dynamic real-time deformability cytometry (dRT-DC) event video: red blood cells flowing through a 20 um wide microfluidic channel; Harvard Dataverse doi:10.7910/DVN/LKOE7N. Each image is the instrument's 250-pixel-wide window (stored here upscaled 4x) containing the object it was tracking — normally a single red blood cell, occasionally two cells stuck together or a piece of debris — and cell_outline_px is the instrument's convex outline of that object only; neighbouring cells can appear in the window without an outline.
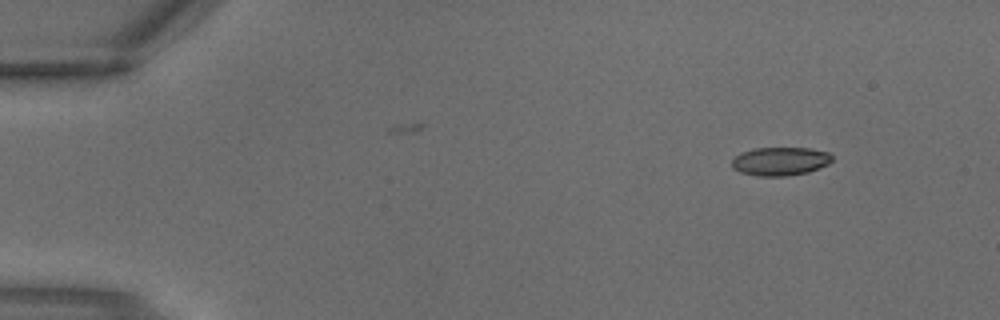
{"species": "common noctule bat (a hibernating species)", "species_latin": "Nyctalus noctula", "temperature_condition": "warm", "stored_images_in_passage": 4, "camera_frame_rate_fps": 3000, "um_per_image_px": 0.085, "animal": {"sex": "male", "body_mass_g": 18.8}, "frame": {"image": 1, "passage_image": 4, "time_ms": 1.0, "image_size_px": [1000, 320], "cell_outline_px": [[832, 160], [828, 164], [820, 168], [808, 172], [784, 176], [756, 176], [740, 172], [732, 168], [732, 160], [740, 152], [756, 148], [812, 148], [828, 152], [832, 156]], "centroid_in_image_um": [66.32, 13.71], "position_along_channel_um": 18.7, "area_um2": 16.7}}